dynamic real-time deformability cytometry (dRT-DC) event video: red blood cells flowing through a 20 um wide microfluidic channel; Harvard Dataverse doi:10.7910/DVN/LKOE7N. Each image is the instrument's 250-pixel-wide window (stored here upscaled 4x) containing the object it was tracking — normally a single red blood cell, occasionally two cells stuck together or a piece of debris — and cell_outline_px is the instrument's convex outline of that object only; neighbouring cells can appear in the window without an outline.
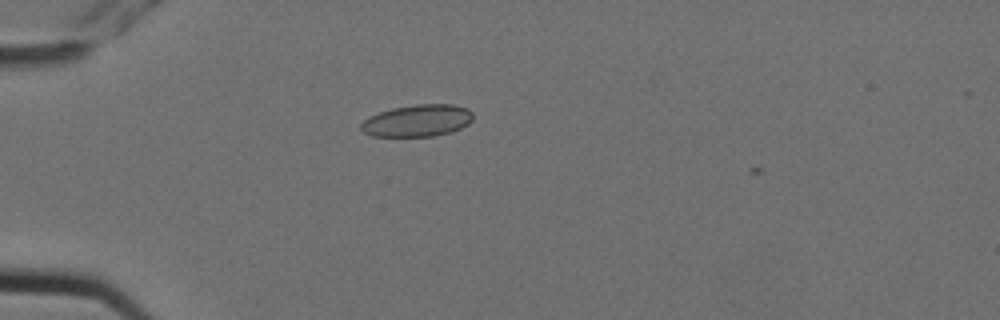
{"species": "Egyptian fruit bat (a non-hibernating species)", "species_latin": "Rousettus aegyptiacus", "temperature_condition": "cold", "stored_images_in_passage": 3, "camera_frame_rate_fps": 3000, "um_per_image_px": 0.085, "animal": {"sex": "female"}, "frame": {"image": 1, "passage_image": 2, "time_ms": 0.333, "image_size_px": [1000, 320], "cell_outline_px": [[472, 120], [468, 124], [452, 132], [432, 136], [372, 136], [364, 132], [360, 128], [360, 124], [368, 116], [392, 108], [416, 104], [452, 104], [468, 108], [472, 112]], "centroid_in_image_um": [35.48, 10.25], "position_along_channel_um": 49.5, "area_um2": 20.92}}